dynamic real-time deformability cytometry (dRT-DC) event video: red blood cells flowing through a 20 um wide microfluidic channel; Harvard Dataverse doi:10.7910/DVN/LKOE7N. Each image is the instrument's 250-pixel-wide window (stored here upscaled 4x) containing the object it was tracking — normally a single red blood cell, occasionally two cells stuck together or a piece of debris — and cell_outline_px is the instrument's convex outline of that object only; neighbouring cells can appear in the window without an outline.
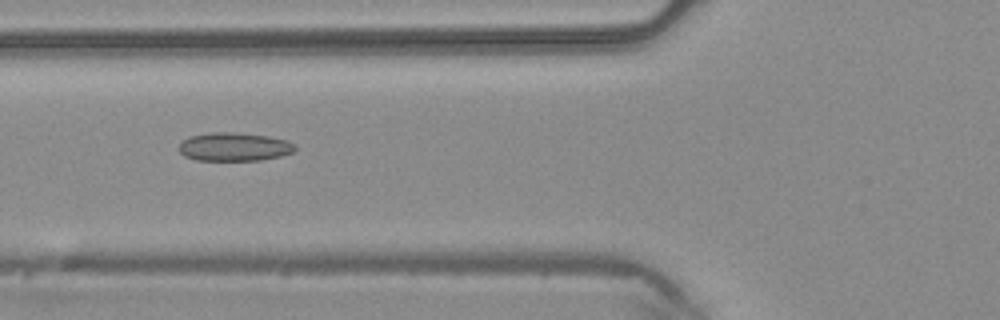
{"species": "common noctule bat (a hibernating species)", "species_latin": "Nyctalus noctula", "temperature_condition": "warm", "stored_images_in_passage": 5, "camera_frame_rate_fps": 3000, "um_per_image_px": 0.085, "animal": {"sex": "male", "body_mass_g": 20.4}, "frame": {"image": 1, "passage_image": 5, "time_ms": 1.333, "image_size_px": [1000, 320], "cell_outline_px": [[296, 148], [292, 152], [280, 156], [260, 160], [196, 160], [184, 156], [180, 152], [180, 144], [188, 136], [212, 132], [232, 132], [268, 136], [288, 140], [296, 144]], "centroid_in_image_um": [19.92, 12.47], "position_along_channel_um": 105.9, "area_um2": 19.25}}